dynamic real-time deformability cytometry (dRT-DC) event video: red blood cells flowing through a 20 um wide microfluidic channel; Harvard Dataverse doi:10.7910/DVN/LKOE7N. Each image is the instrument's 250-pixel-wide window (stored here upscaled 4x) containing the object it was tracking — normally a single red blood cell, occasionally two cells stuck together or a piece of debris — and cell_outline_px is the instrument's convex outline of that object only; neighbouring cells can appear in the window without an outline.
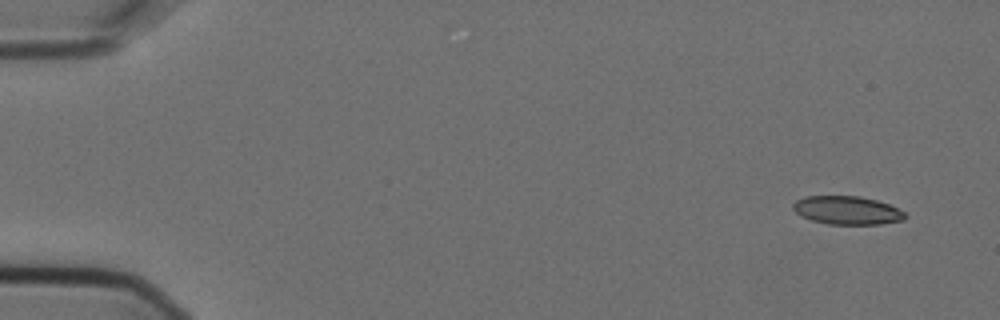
{"species": "Egyptian fruit bat (a non-hibernating species)", "species_latin": "Rousettus aegyptiacus", "temperature_condition": "cold", "stored_images_in_passage": 7, "camera_frame_rate_fps": 3000, "um_per_image_px": 0.085, "animal": {"sex": "female"}, "frame": {"image": 1, "passage_image": 1, "time_ms": 0.0, "image_size_px": [1000, 320], "cell_outline_px": [[908, 216], [904, 220], [880, 224], [828, 224], [812, 220], [800, 216], [792, 208], [792, 204], [796, 200], [804, 196], [860, 196], [876, 200], [888, 204], [904, 212]], "centroid_in_image_um": [71.99, 17.87], "position_along_channel_um": 13.0, "area_um2": 18.55}}
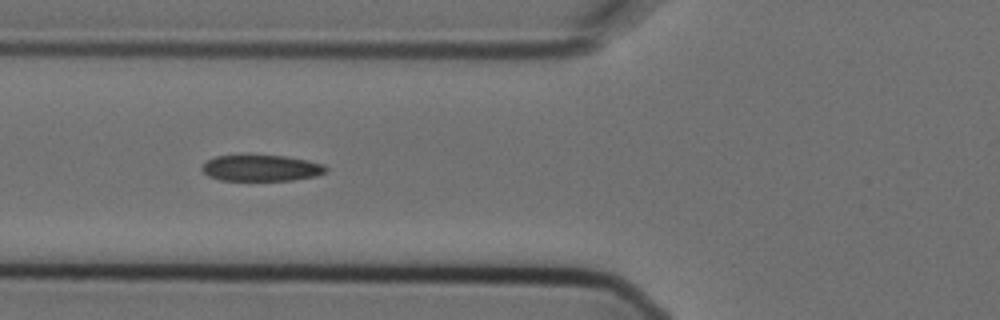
{"frame": {"image": 2, "passage_image": 6, "time_ms": 1.667, "image_size_px": [1000, 320], "cell_outline_px": [[328, 168], [324, 172], [316, 176], [292, 180], [220, 180], [208, 176], [200, 168], [208, 160], [216, 156], [284, 156], [308, 160], [324, 164]], "centroid_in_image_um": [22.22, 14.29], "position_along_channel_um": 103.6, "area_um2": 18.67}}
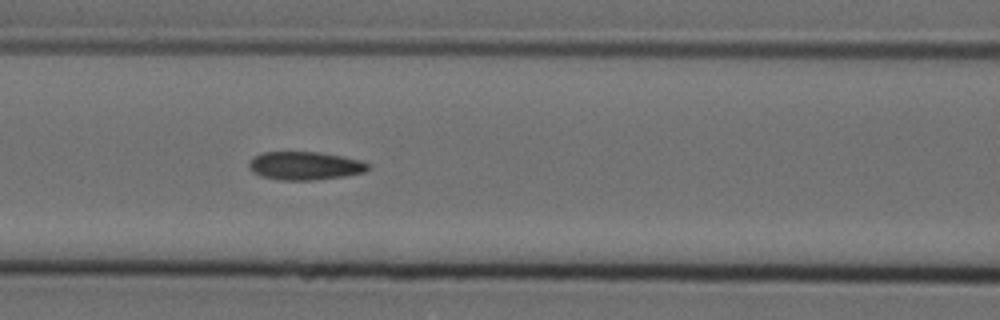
{"frame": {"image": 3, "passage_image": 7, "time_ms": 2.0, "image_size_px": [1000, 320], "cell_outline_px": [[372, 168], [364, 172], [344, 176], [312, 180], [280, 180], [260, 176], [252, 172], [248, 168], [248, 164], [256, 156], [264, 152], [320, 152], [344, 156], [364, 160], [372, 164]], "centroid_in_image_um": [25.99, 14.09], "position_along_channel_um": 140.6, "area_um2": 19.88}}